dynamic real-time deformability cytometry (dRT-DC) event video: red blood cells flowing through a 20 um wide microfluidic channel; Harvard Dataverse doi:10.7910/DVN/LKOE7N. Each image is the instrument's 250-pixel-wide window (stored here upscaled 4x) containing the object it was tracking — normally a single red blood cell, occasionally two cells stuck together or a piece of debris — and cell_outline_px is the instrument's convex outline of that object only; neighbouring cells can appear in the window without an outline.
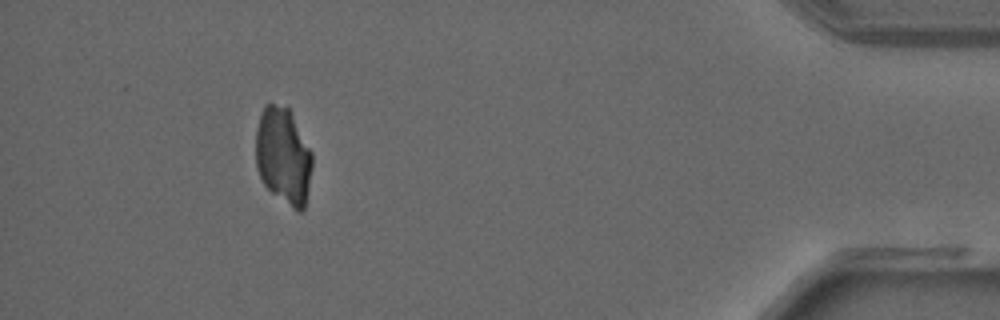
{"species": "common noctule bat (a hibernating species)", "species_latin": "Nyctalus noctula", "temperature_condition": "warm", "stored_images_in_passage": 28, "camera_frame_rate_fps": 3000, "um_per_image_px": 0.085, "animal": {"sex": "male", "forearm_length_mm": 52.5}, "frame": {"image": 1, "passage_image": 25, "time_ms": 8.0, "image_size_px": [1000, 320], "cell_outline_px": [[312, 164], [308, 188], [304, 208], [300, 212], [296, 212], [272, 192], [264, 184], [260, 176], [256, 164], [256, 128], [264, 104], [272, 104], [288, 108], [312, 152]], "centroid_in_image_um": [24.07, 13.27], "position_along_channel_um": 411.1, "area_um2": 31.5}}